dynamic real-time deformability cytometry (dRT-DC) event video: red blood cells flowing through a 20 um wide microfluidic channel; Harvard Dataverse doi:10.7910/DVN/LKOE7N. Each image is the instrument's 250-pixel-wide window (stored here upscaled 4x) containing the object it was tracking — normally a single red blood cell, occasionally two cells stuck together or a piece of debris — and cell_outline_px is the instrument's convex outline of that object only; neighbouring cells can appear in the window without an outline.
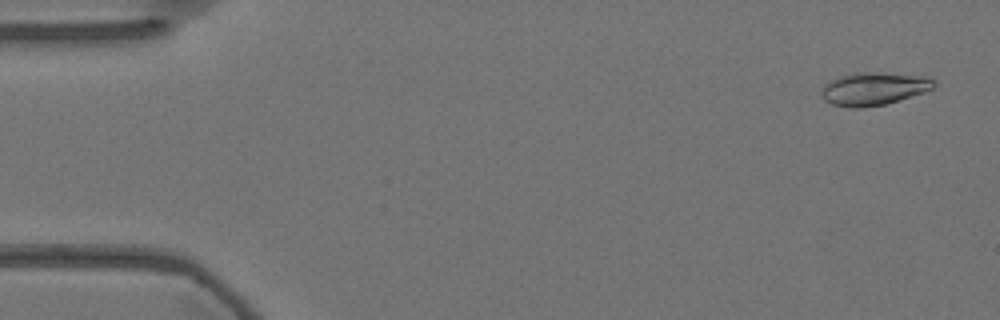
{"species": "Egyptian fruit bat (a non-hibernating species)", "species_latin": "Rousettus aegyptiacus", "temperature_condition": "warm", "stored_images_in_passage": 56, "camera_frame_rate_fps": 3000, "um_per_image_px": 0.085, "animal": {"sex": "female"}, "frame": {"image": 1, "passage_image": 2, "time_ms": 0.333, "image_size_px": [1000, 320], "cell_outline_px": [[936, 84], [932, 88], [924, 92], [884, 104], [860, 108], [852, 108], [832, 104], [824, 100], [824, 84], [828, 80], [836, 76], [856, 72], [880, 72], [928, 76], [936, 80]], "centroid_in_image_um": [74.28, 7.51], "position_along_channel_um": 10.7, "area_um2": 21.62}}
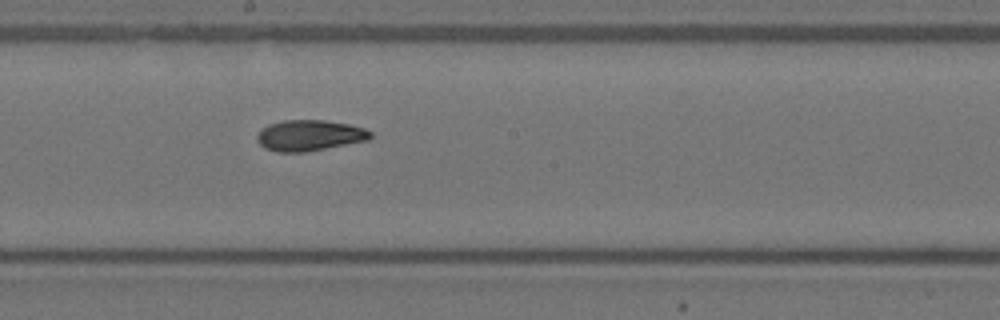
{"frame": {"image": 2, "passage_image": 30, "time_ms": 9.667, "image_size_px": [1000, 320], "cell_outline_px": [[372, 136], [368, 140], [304, 152], [276, 152], [264, 148], [256, 140], [256, 136], [268, 124], [284, 120], [324, 120], [348, 124], [364, 128], [372, 132]], "centroid_in_image_um": [26.29, 11.51], "position_along_channel_um": 221.9, "area_um2": 20.29}}
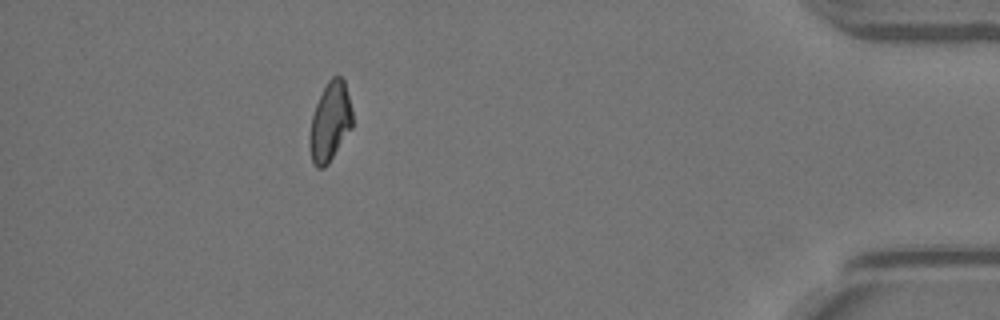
{"frame": {"image": 3, "passage_image": 50, "time_ms": 16.333, "image_size_px": [1000, 320], "cell_outline_px": [[352, 128], [328, 164], [324, 168], [316, 168], [312, 164], [308, 144], [308, 140], [312, 116], [316, 104], [328, 80], [332, 76], [340, 76], [344, 80], [352, 108]], "centroid_in_image_um": [28.04, 10.39], "position_along_channel_um": 407.2, "area_um2": 19.88}, "authors_computed_cell_mechanics": {"area_um2": 20.3167, "velocity_mm_per_s": 3.587, "shape_relaxation_time_tau1_ms": 3.2434, "shape_relaxation_time_tau2_ms": 2.852, "deformation_change_tau1": 0.1516, "deformation_change_tau2": 0.0904}}